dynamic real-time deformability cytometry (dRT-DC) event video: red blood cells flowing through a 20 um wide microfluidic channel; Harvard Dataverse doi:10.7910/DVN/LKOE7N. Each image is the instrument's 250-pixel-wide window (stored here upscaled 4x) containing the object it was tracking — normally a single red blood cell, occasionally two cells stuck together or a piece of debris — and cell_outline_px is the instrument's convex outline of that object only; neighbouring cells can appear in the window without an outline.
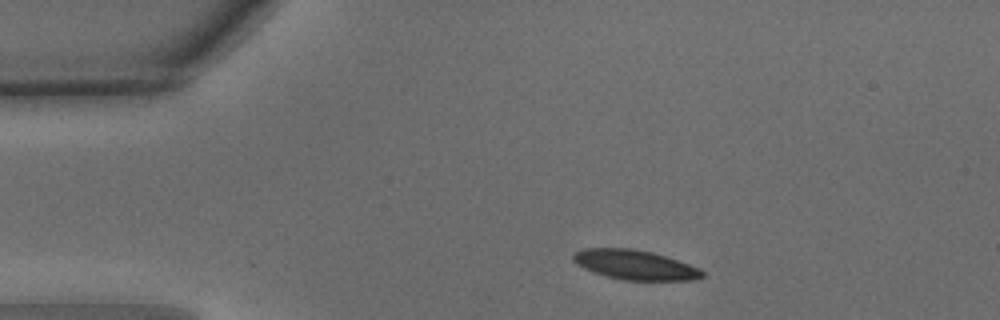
{"species": "common noctule bat (a hibernating species)", "species_latin": "Nyctalus noctula", "temperature_condition": "warm", "stored_images_in_passage": 33, "camera_frame_rate_fps": 3000, "um_per_image_px": 0.085, "animal": {"sex": "male", "body_mass_g": 15.6}, "frame": {"image": 1, "passage_image": 1, "time_ms": 0.0, "image_size_px": [1000, 320], "cell_outline_px": [[704, 276], [692, 280], [624, 280], [604, 276], [592, 272], [576, 264], [572, 260], [572, 256], [576, 252], [584, 248], [632, 248], [652, 252], [700, 268], [704, 272]], "centroid_in_image_um": [53.93, 22.51], "position_along_channel_um": 31.1, "area_um2": 22.25}}
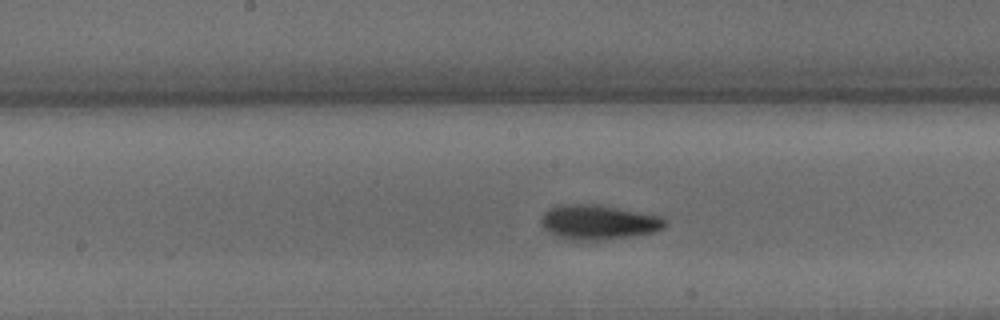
{"frame": {"image": 2, "passage_image": 17, "time_ms": 5.333, "image_size_px": [1000, 320], "cell_outline_px": [[668, 224], [664, 228], [652, 232], [628, 236], [596, 240], [564, 240], [548, 232], [540, 224], [540, 220], [544, 212], [560, 204], [600, 204], [660, 216]], "centroid_in_image_um": [50.82, 18.88], "position_along_channel_um": 197.4, "area_um2": 25.03}}
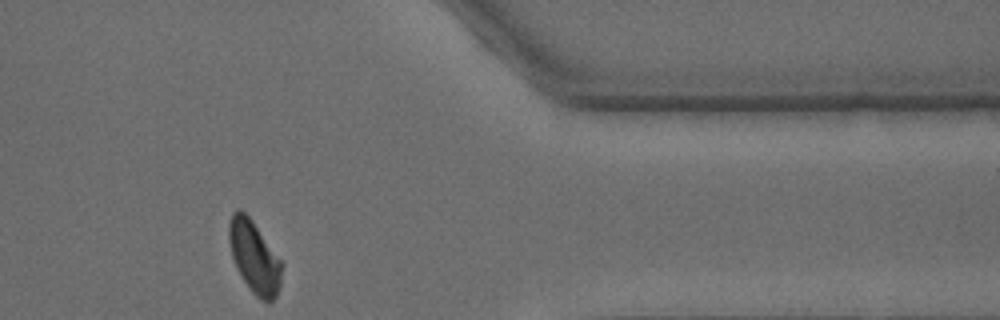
{"frame": {"image": 3, "passage_image": 33, "time_ms": 10.667, "image_size_px": [1000, 320], "cell_outline_px": [[284, 264], [280, 284], [276, 296], [268, 304], [260, 300], [252, 292], [240, 276], [236, 268], [232, 256], [228, 240], [228, 224], [232, 212], [236, 208], [244, 212], [252, 220]], "centroid_in_image_um": [21.61, 21.86], "position_along_channel_um": 389.8, "area_um2": 22.48}, "authors_computed_cell_mechanics": {"area_um2": 23.3512, "velocity_mm_per_s": 4.0115, "shape_relaxation_time_tau1_ms": 2.9324, "shape_relaxation_time_tau2_ms": 2.7689, "deformation_change_tau1": 0.1125, "deformation_change_tau2": 0.0809}}